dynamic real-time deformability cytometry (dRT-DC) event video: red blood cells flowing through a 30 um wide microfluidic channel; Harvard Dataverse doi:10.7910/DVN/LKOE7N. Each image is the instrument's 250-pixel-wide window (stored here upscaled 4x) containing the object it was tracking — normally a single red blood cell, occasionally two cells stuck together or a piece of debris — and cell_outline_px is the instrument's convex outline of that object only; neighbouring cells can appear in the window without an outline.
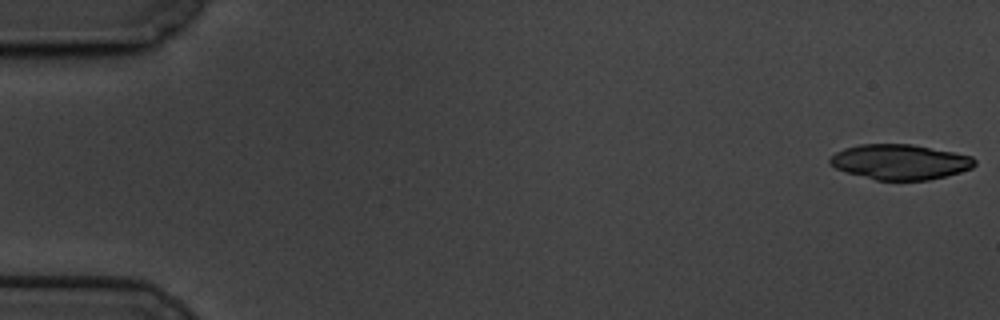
{"species": "common noctule bat (a hibernating species)", "species_latin": "Nyctalus noctula", "temperature_condition": "cold", "stored_images_in_passage": 55, "camera_frame_rate_fps": 3000, "um_per_image_px": 0.085, "animal": {"sex": "male", "body_mass_g": 19.5, "forearm_length_mm": 54.6}, "frame": {"image": 1, "passage_image": 1, "time_ms": 0.0, "image_size_px": [1000, 320], "cell_outline_px": [[976, 164], [972, 168], [960, 172], [928, 180], [876, 180], [848, 172], [836, 168], [828, 160], [836, 152], [844, 148], [860, 144], [912, 144], [972, 156], [976, 160]], "centroid_in_image_um": [76.52, 13.76], "position_along_channel_um": 8.5, "area_um2": 29.42}}
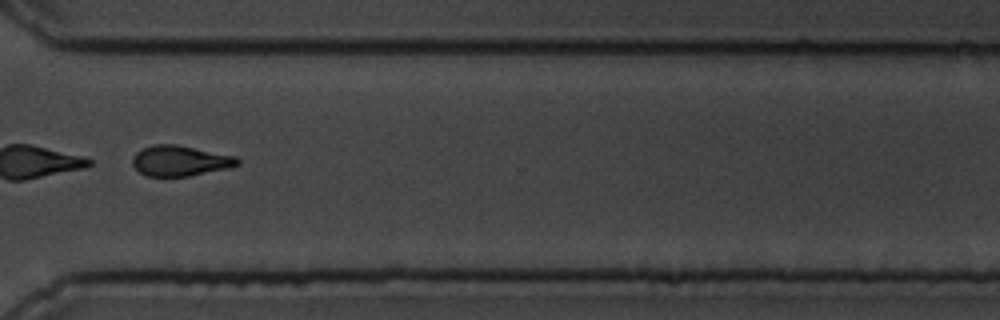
{"frame": {"image": 2, "passage_image": 45, "time_ms": 14.667, "image_size_px": [1000, 320], "cell_outline_px": [[240, 164], [232, 168], [188, 176], [144, 176], [132, 164], [132, 156], [136, 152], [144, 148], [156, 144], [176, 144], [236, 156], [240, 160]], "centroid_in_image_um": [15.34, 13.67], "position_along_channel_um": 355.3, "area_um2": 18.79}}